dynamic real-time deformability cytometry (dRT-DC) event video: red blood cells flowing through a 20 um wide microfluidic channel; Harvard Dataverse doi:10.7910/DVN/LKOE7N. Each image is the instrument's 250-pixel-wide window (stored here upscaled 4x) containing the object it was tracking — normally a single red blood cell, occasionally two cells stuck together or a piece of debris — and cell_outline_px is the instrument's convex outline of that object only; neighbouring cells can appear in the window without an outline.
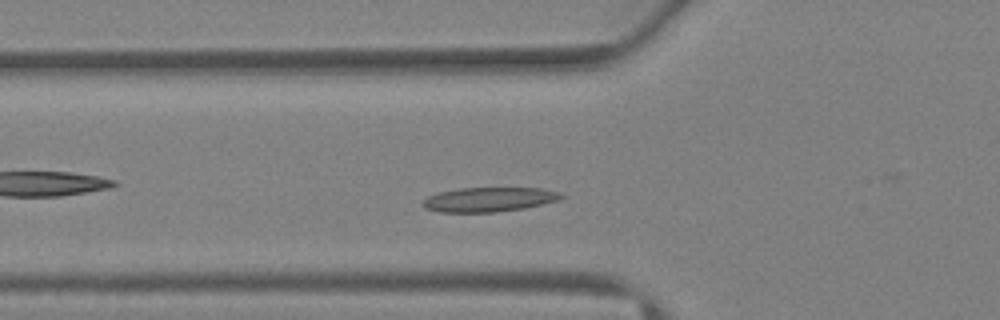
{"species": "Egyptian fruit bat (a non-hibernating species)", "species_latin": "Rousettus aegyptiacus", "temperature_condition": "warm", "stored_images_in_passage": 37, "segment_of_instrument_passage": [1, 2], "camera_frame_rate_fps": 3000, "um_per_image_px": 0.085, "animal": {"sex": "female"}, "frame": {"image": 1, "passage_image": 10, "time_ms": 3.0, "image_size_px": [1000, 320], "cell_outline_px": [[564, 196], [560, 200], [524, 208], [496, 212], [440, 212], [424, 208], [420, 204], [428, 196], [440, 192], [460, 188], [540, 188], [560, 192]], "centroid_in_image_um": [41.56, 16.96], "position_along_channel_um": 84.2, "area_um2": 19.71}}
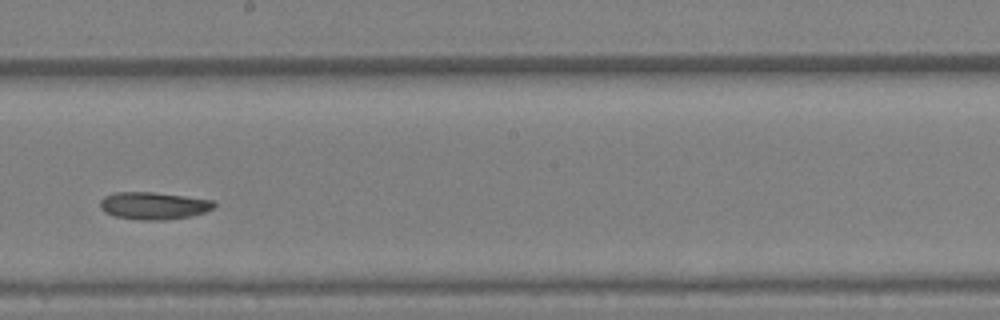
{"frame": {"image": 2, "passage_image": 19, "time_ms": 6.0, "image_size_px": [1000, 320], "cell_outline_px": [[216, 204], [212, 208], [204, 212], [192, 216], [164, 220], [140, 220], [116, 216], [104, 212], [100, 208], [100, 200], [104, 196], [116, 192], [152, 192], [216, 200]], "centroid_in_image_um": [13.06, 17.48], "position_along_channel_um": 235.1, "area_um2": 18.21}}
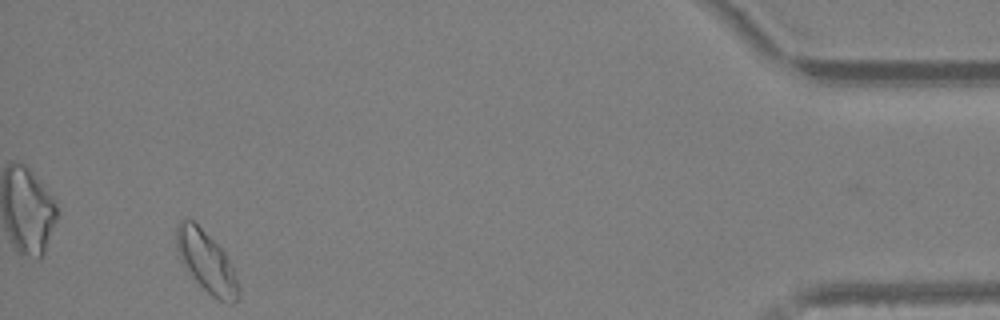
{"frame": {"image": 3, "passage_image": 34, "time_ms": 11.0, "image_size_px": [1000, 320], "cell_outline_px": [[240, 296], [232, 304], [228, 304], [212, 296], [192, 276], [176, 248], [176, 224], [184, 216], [192, 220], [228, 256], [232, 264], [240, 284]], "centroid_in_image_um": [17.59, 22.26], "position_along_channel_um": 417.6, "area_um2": 21.85}}